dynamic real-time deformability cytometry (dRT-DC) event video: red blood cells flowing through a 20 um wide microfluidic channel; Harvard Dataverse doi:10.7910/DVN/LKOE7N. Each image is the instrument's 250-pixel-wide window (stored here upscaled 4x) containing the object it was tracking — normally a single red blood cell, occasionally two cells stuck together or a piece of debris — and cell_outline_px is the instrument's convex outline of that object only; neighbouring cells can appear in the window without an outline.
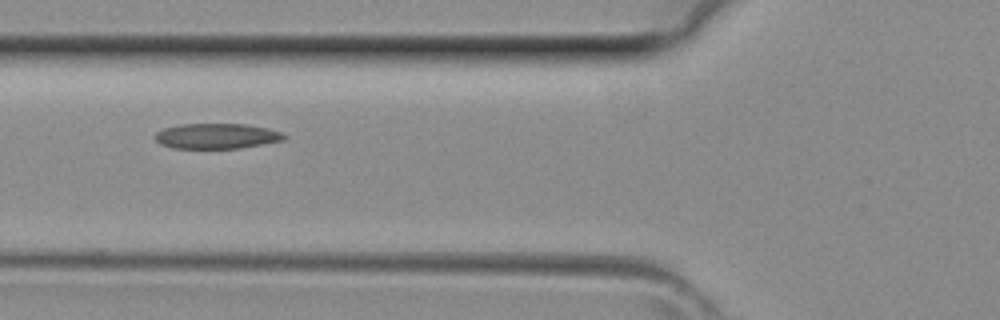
{"species": "common noctule bat (a hibernating species)", "species_latin": "Nyctalus noctula", "temperature_condition": "room temperature", "stored_images_in_passage": 3, "camera_frame_rate_fps": 3000, "um_per_image_px": 0.085, "animal": {"sex": "female", "body_mass_g": 29.2, "forearm_length_mm": 56.3}, "frame": {"image": 1, "passage_image": 2, "time_ms": 0.333, "image_size_px": [1000, 320], "cell_outline_px": [[288, 136], [284, 140], [240, 148], [172, 148], [160, 144], [152, 136], [156, 132], [164, 128], [180, 124], [248, 124], [268, 128], [280, 132]], "centroid_in_image_um": [18.4, 11.56], "position_along_channel_um": 107.4, "area_um2": 19.13}}
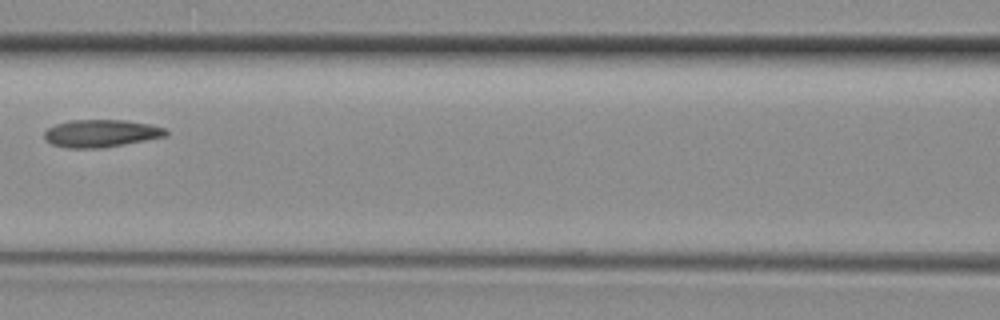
{"frame": {"image": 2, "passage_image": 3, "time_ms": 0.667, "image_size_px": [1000, 320], "cell_outline_px": [[168, 136], [104, 148], [68, 148], [52, 144], [44, 140], [44, 132], [48, 128], [56, 124], [72, 120], [124, 120], [148, 124], [164, 128], [168, 132]], "centroid_in_image_um": [8.58, 11.34], "position_along_channel_um": 158.0, "area_um2": 19.54}}